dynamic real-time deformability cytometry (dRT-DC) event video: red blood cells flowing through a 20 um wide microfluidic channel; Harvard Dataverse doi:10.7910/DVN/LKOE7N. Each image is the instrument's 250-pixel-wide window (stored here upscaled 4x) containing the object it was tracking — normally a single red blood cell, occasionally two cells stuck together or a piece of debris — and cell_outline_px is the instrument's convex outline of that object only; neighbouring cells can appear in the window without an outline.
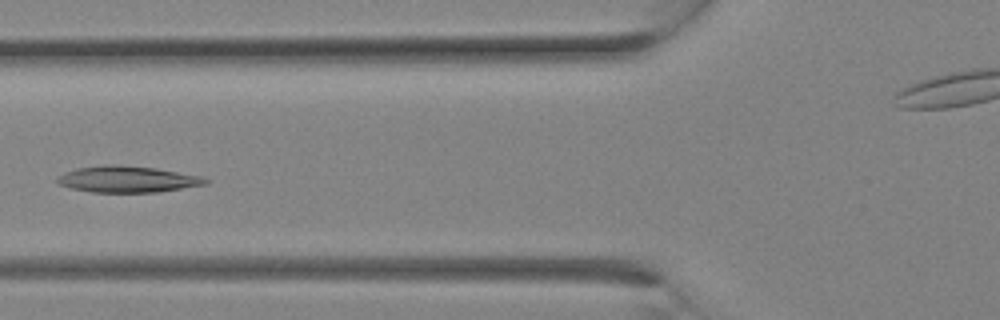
{"species": "Egyptian fruit bat (a non-hibernating species)", "species_latin": "Rousettus aegyptiacus", "temperature_condition": "room temperature", "stored_images_in_passage": 9, "camera_frame_rate_fps": 3000, "um_per_image_px": 0.085, "animal": {"sex": "female"}, "frame": {"image": 1, "passage_image": 8, "time_ms": 2.333, "image_size_px": [1000, 320], "cell_outline_px": [[212, 180], [208, 184], [160, 192], [92, 192], [72, 188], [56, 184], [56, 180], [64, 172], [76, 168], [104, 164], [116, 164], [156, 168], [200, 176]], "centroid_in_image_um": [10.85, 15.23], "position_along_channel_um": 115.0, "area_um2": 22.95}}